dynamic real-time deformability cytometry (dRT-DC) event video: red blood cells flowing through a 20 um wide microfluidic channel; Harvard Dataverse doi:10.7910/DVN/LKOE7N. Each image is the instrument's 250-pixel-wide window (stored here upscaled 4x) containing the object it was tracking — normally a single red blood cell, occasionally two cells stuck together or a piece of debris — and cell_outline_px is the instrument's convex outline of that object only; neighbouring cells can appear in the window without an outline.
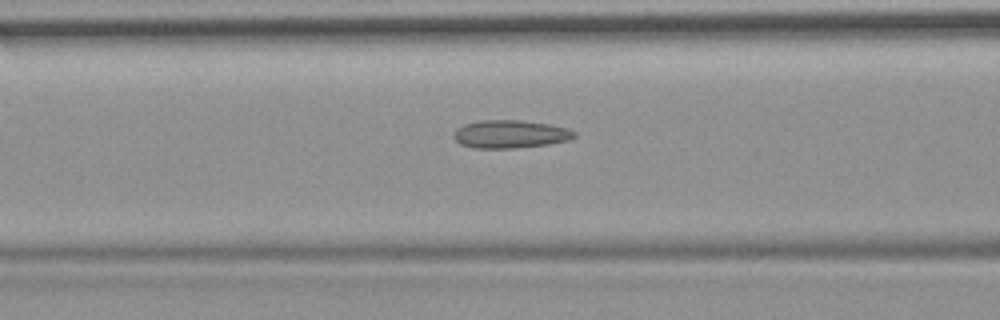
{"species": "common noctule bat (a hibernating species)", "species_latin": "Nyctalus noctula", "temperature_condition": "room temperature", "stored_images_in_passage": 32, "camera_frame_rate_fps": 3000, "um_per_image_px": 0.085, "animal": {"sex": "female", "body_mass_g": 19.9}, "frame": {"image": 1, "passage_image": 10, "time_ms": 3.0, "image_size_px": [1000, 320], "cell_outline_px": [[576, 136], [568, 140], [548, 144], [516, 148], [472, 148], [460, 144], [452, 136], [456, 128], [464, 124], [480, 120], [520, 120], [548, 124], [568, 128], [576, 132]], "centroid_in_image_um": [43.34, 11.4], "position_along_channel_um": 123.3, "area_um2": 19.77}}
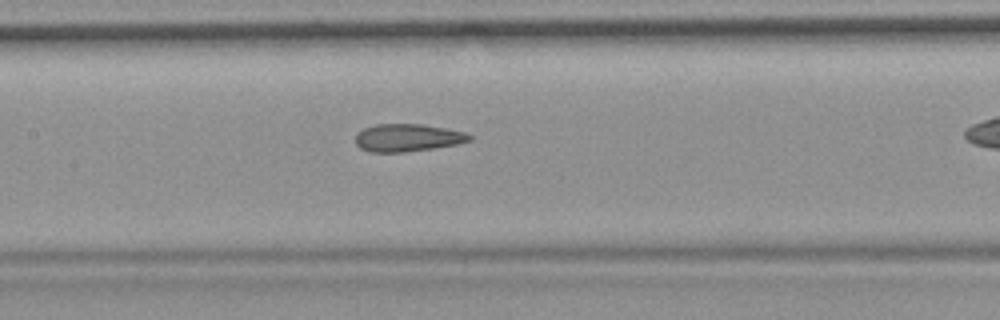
{"frame": {"image": 2, "passage_image": 14, "time_ms": 4.333, "image_size_px": [1000, 320], "cell_outline_px": [[472, 140], [456, 144], [432, 148], [404, 152], [372, 152], [360, 148], [356, 144], [356, 132], [364, 128], [376, 124], [424, 124], [448, 128], [468, 132], [472, 136]], "centroid_in_image_um": [34.67, 11.69], "position_along_channel_um": 172.7, "area_um2": 18.5}}